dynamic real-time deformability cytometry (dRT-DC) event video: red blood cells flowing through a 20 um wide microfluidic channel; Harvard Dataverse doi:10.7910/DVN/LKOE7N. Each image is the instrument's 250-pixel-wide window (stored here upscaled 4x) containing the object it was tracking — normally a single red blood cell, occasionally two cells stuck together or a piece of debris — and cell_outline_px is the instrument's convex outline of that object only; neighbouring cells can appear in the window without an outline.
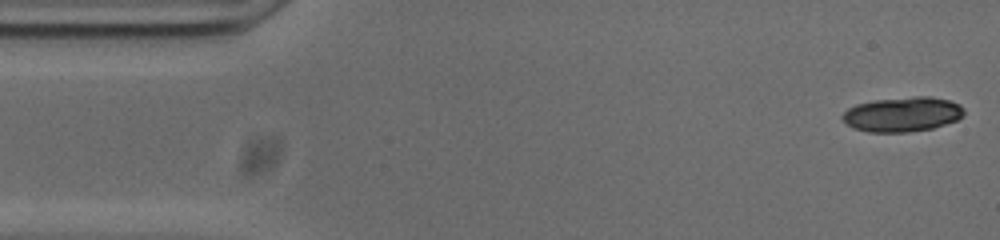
{"species": "common noctule bat (a hibernating species)", "species_latin": "Nyctalus noctula", "temperature_condition": "cold", "stored_images_in_passage": 48, "segment_of_instrument_passage": [1, 2], "camera_frame_rate_fps": 3000, "um_per_image_px": 0.085, "animal": {"sex": "male", "body_mass_g": 20.0, "forearm_length_mm": 53.3}, "frame": {"image": 1, "passage_image": 1, "time_ms": 0.0, "image_size_px": [1000, 240], "cell_outline_px": [[964, 112], [956, 120], [932, 128], [904, 132], [868, 132], [856, 128], [848, 124], [840, 116], [848, 108], [856, 104], [876, 100], [916, 96], [928, 96], [948, 100], [960, 104], [964, 108]], "centroid_in_image_um": [76.7, 9.71], "position_along_channel_um": 8.3, "area_um2": 24.28}}